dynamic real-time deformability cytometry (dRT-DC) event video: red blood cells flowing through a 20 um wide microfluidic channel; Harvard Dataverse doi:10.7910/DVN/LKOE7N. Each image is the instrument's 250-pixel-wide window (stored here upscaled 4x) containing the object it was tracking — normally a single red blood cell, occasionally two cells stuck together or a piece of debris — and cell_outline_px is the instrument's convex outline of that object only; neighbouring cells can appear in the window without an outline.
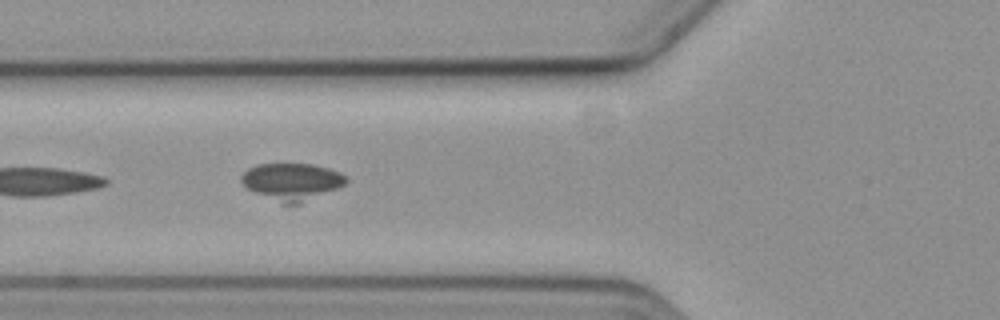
{"species": "common noctule bat (a hibernating species)", "species_latin": "Nyctalus noctula", "temperature_condition": "cold", "stored_images_in_passage": 14, "camera_frame_rate_fps": 3000, "um_per_image_px": 0.085, "animal": {"sex": "female", "body_mass_g": 19.3, "forearm_length_mm": 54.1}, "frame": {"image": 1, "passage_image": 5, "time_ms": 6.333, "image_size_px": [1000, 320], "cell_outline_px": [[348, 180], [344, 184], [336, 188], [300, 204], [284, 204], [256, 192], [248, 188], [240, 180], [240, 176], [248, 168], [256, 164], [312, 164], [328, 168], [340, 172]], "centroid_in_image_um": [24.8, 15.42], "position_along_channel_um": 101.0, "area_um2": 22.25}}
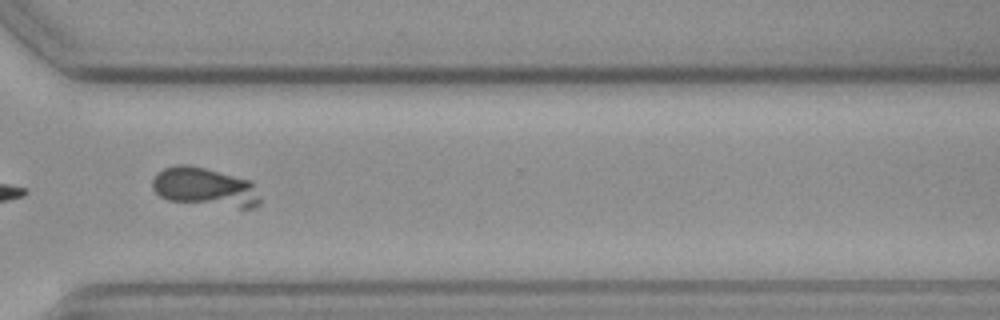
{"frame": {"image": 2, "passage_image": 11, "time_ms": 13.333, "image_size_px": [1000, 320], "cell_outline_px": [[260, 204], [256, 208], [240, 208], [168, 200], [160, 196], [152, 188], [152, 176], [156, 172], [164, 168], [176, 164], [188, 164], [252, 180], [260, 200]], "centroid_in_image_um": [17.4, 15.9], "position_along_channel_um": 353.2, "area_um2": 24.68}}
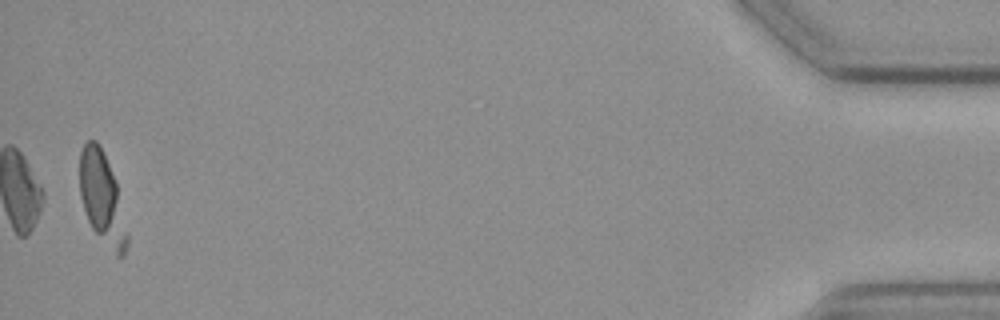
{"frame": {"image": 3, "passage_image": 14, "time_ms": 18.0, "image_size_px": [1000, 320], "cell_outline_px": [[128, 244], [124, 256], [116, 256], [92, 228], [88, 220], [80, 196], [80, 152], [84, 144], [88, 140], [96, 140], [108, 164], [116, 184], [128, 236]], "centroid_in_image_um": [8.67, 16.89], "position_along_channel_um": 426.5, "area_um2": 24.57}}